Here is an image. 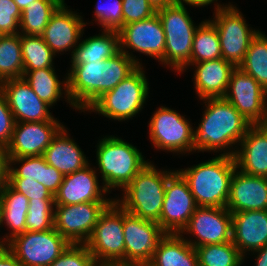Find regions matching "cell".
Returning a JSON list of instances; mask_svg holds the SVG:
<instances>
[{
	"label": "cell",
	"mask_w": 267,
	"mask_h": 266,
	"mask_svg": "<svg viewBox=\"0 0 267 266\" xmlns=\"http://www.w3.org/2000/svg\"><path fill=\"white\" fill-rule=\"evenodd\" d=\"M138 66L122 51L103 61L72 64L67 74V92L73 107L87 111L99 97L115 88Z\"/></svg>",
	"instance_id": "1"
},
{
	"label": "cell",
	"mask_w": 267,
	"mask_h": 266,
	"mask_svg": "<svg viewBox=\"0 0 267 266\" xmlns=\"http://www.w3.org/2000/svg\"><path fill=\"white\" fill-rule=\"evenodd\" d=\"M202 100L205 101L207 108L202 115L201 123L194 131L195 152L196 150L217 152L224 149L222 155L234 157L236 152L226 149L240 143L253 124L224 97Z\"/></svg>",
	"instance_id": "2"
},
{
	"label": "cell",
	"mask_w": 267,
	"mask_h": 266,
	"mask_svg": "<svg viewBox=\"0 0 267 266\" xmlns=\"http://www.w3.org/2000/svg\"><path fill=\"white\" fill-rule=\"evenodd\" d=\"M236 168L234 157L220 154L207 162L178 171L188 182L197 206L226 207Z\"/></svg>",
	"instance_id": "3"
},
{
	"label": "cell",
	"mask_w": 267,
	"mask_h": 266,
	"mask_svg": "<svg viewBox=\"0 0 267 266\" xmlns=\"http://www.w3.org/2000/svg\"><path fill=\"white\" fill-rule=\"evenodd\" d=\"M174 171H158L149 162L123 189L121 200L115 201L135 217L159 222L163 207L165 186Z\"/></svg>",
	"instance_id": "4"
},
{
	"label": "cell",
	"mask_w": 267,
	"mask_h": 266,
	"mask_svg": "<svg viewBox=\"0 0 267 266\" xmlns=\"http://www.w3.org/2000/svg\"><path fill=\"white\" fill-rule=\"evenodd\" d=\"M97 163L103 187L124 189L149 163L135 146L115 136H105L97 145Z\"/></svg>",
	"instance_id": "5"
},
{
	"label": "cell",
	"mask_w": 267,
	"mask_h": 266,
	"mask_svg": "<svg viewBox=\"0 0 267 266\" xmlns=\"http://www.w3.org/2000/svg\"><path fill=\"white\" fill-rule=\"evenodd\" d=\"M157 14L166 38L164 57L160 61L180 73L190 66L192 43L198 26L194 25L185 4L173 3Z\"/></svg>",
	"instance_id": "6"
},
{
	"label": "cell",
	"mask_w": 267,
	"mask_h": 266,
	"mask_svg": "<svg viewBox=\"0 0 267 266\" xmlns=\"http://www.w3.org/2000/svg\"><path fill=\"white\" fill-rule=\"evenodd\" d=\"M142 68L139 65L115 88L99 97L87 111L92 110L118 121L128 120L138 114L149 94V84Z\"/></svg>",
	"instance_id": "7"
},
{
	"label": "cell",
	"mask_w": 267,
	"mask_h": 266,
	"mask_svg": "<svg viewBox=\"0 0 267 266\" xmlns=\"http://www.w3.org/2000/svg\"><path fill=\"white\" fill-rule=\"evenodd\" d=\"M85 245L97 265L125 263L123 208L115 200L101 213Z\"/></svg>",
	"instance_id": "8"
},
{
	"label": "cell",
	"mask_w": 267,
	"mask_h": 266,
	"mask_svg": "<svg viewBox=\"0 0 267 266\" xmlns=\"http://www.w3.org/2000/svg\"><path fill=\"white\" fill-rule=\"evenodd\" d=\"M214 20H210L216 27L221 45L222 58L238 67L245 58L252 39L259 30L248 27L238 9L233 5H215Z\"/></svg>",
	"instance_id": "9"
},
{
	"label": "cell",
	"mask_w": 267,
	"mask_h": 266,
	"mask_svg": "<svg viewBox=\"0 0 267 266\" xmlns=\"http://www.w3.org/2000/svg\"><path fill=\"white\" fill-rule=\"evenodd\" d=\"M70 243L55 229L25 231L7 243V248L24 266H49Z\"/></svg>",
	"instance_id": "10"
},
{
	"label": "cell",
	"mask_w": 267,
	"mask_h": 266,
	"mask_svg": "<svg viewBox=\"0 0 267 266\" xmlns=\"http://www.w3.org/2000/svg\"><path fill=\"white\" fill-rule=\"evenodd\" d=\"M150 119L149 138L158 150L172 153L195 151L194 129L178 112L161 106Z\"/></svg>",
	"instance_id": "11"
},
{
	"label": "cell",
	"mask_w": 267,
	"mask_h": 266,
	"mask_svg": "<svg viewBox=\"0 0 267 266\" xmlns=\"http://www.w3.org/2000/svg\"><path fill=\"white\" fill-rule=\"evenodd\" d=\"M197 204L189 184L176 170L167 179L163 207L158 224L165 233L181 234L194 214Z\"/></svg>",
	"instance_id": "12"
},
{
	"label": "cell",
	"mask_w": 267,
	"mask_h": 266,
	"mask_svg": "<svg viewBox=\"0 0 267 266\" xmlns=\"http://www.w3.org/2000/svg\"><path fill=\"white\" fill-rule=\"evenodd\" d=\"M111 202L55 205L54 228L70 243L85 244L106 207Z\"/></svg>",
	"instance_id": "13"
},
{
	"label": "cell",
	"mask_w": 267,
	"mask_h": 266,
	"mask_svg": "<svg viewBox=\"0 0 267 266\" xmlns=\"http://www.w3.org/2000/svg\"><path fill=\"white\" fill-rule=\"evenodd\" d=\"M125 263L148 265L165 236L157 222L135 217L123 209Z\"/></svg>",
	"instance_id": "14"
},
{
	"label": "cell",
	"mask_w": 267,
	"mask_h": 266,
	"mask_svg": "<svg viewBox=\"0 0 267 266\" xmlns=\"http://www.w3.org/2000/svg\"><path fill=\"white\" fill-rule=\"evenodd\" d=\"M224 98L253 125L265 122L267 91L239 67L231 74Z\"/></svg>",
	"instance_id": "15"
},
{
	"label": "cell",
	"mask_w": 267,
	"mask_h": 266,
	"mask_svg": "<svg viewBox=\"0 0 267 266\" xmlns=\"http://www.w3.org/2000/svg\"><path fill=\"white\" fill-rule=\"evenodd\" d=\"M120 51L141 65L128 49L146 54L157 60L164 57L165 33L158 14H154L148 19L133 22L122 26L119 30ZM126 49V50H125Z\"/></svg>",
	"instance_id": "16"
},
{
	"label": "cell",
	"mask_w": 267,
	"mask_h": 266,
	"mask_svg": "<svg viewBox=\"0 0 267 266\" xmlns=\"http://www.w3.org/2000/svg\"><path fill=\"white\" fill-rule=\"evenodd\" d=\"M197 236V241L186 240L194 248L207 244L232 241V215L226 207H197L189 223L182 230Z\"/></svg>",
	"instance_id": "17"
},
{
	"label": "cell",
	"mask_w": 267,
	"mask_h": 266,
	"mask_svg": "<svg viewBox=\"0 0 267 266\" xmlns=\"http://www.w3.org/2000/svg\"><path fill=\"white\" fill-rule=\"evenodd\" d=\"M63 127L58 120L16 122L7 145L9 158L41 156Z\"/></svg>",
	"instance_id": "18"
},
{
	"label": "cell",
	"mask_w": 267,
	"mask_h": 266,
	"mask_svg": "<svg viewBox=\"0 0 267 266\" xmlns=\"http://www.w3.org/2000/svg\"><path fill=\"white\" fill-rule=\"evenodd\" d=\"M0 92L5 96L16 122L57 120L49 111L51 106L34 93L23 77L1 82Z\"/></svg>",
	"instance_id": "19"
},
{
	"label": "cell",
	"mask_w": 267,
	"mask_h": 266,
	"mask_svg": "<svg viewBox=\"0 0 267 266\" xmlns=\"http://www.w3.org/2000/svg\"><path fill=\"white\" fill-rule=\"evenodd\" d=\"M89 165L74 173L64 175L63 182L54 195L55 205L112 202L114 200L104 198L103 195L108 191L99 185L96 170H93Z\"/></svg>",
	"instance_id": "20"
},
{
	"label": "cell",
	"mask_w": 267,
	"mask_h": 266,
	"mask_svg": "<svg viewBox=\"0 0 267 266\" xmlns=\"http://www.w3.org/2000/svg\"><path fill=\"white\" fill-rule=\"evenodd\" d=\"M226 208L230 213L267 210V177L248 175L236 168Z\"/></svg>",
	"instance_id": "21"
},
{
	"label": "cell",
	"mask_w": 267,
	"mask_h": 266,
	"mask_svg": "<svg viewBox=\"0 0 267 266\" xmlns=\"http://www.w3.org/2000/svg\"><path fill=\"white\" fill-rule=\"evenodd\" d=\"M65 5L63 2L53 13L42 35L54 54L76 48L86 25L80 15Z\"/></svg>",
	"instance_id": "22"
},
{
	"label": "cell",
	"mask_w": 267,
	"mask_h": 266,
	"mask_svg": "<svg viewBox=\"0 0 267 266\" xmlns=\"http://www.w3.org/2000/svg\"><path fill=\"white\" fill-rule=\"evenodd\" d=\"M232 215V242L244 257L267 244V210L239 211Z\"/></svg>",
	"instance_id": "23"
},
{
	"label": "cell",
	"mask_w": 267,
	"mask_h": 266,
	"mask_svg": "<svg viewBox=\"0 0 267 266\" xmlns=\"http://www.w3.org/2000/svg\"><path fill=\"white\" fill-rule=\"evenodd\" d=\"M234 159L237 169L248 175L267 177V128L252 125L240 141Z\"/></svg>",
	"instance_id": "24"
},
{
	"label": "cell",
	"mask_w": 267,
	"mask_h": 266,
	"mask_svg": "<svg viewBox=\"0 0 267 266\" xmlns=\"http://www.w3.org/2000/svg\"><path fill=\"white\" fill-rule=\"evenodd\" d=\"M192 65L197 68L194 74V85L198 97L200 99L224 97L236 66L223 58L190 63V66Z\"/></svg>",
	"instance_id": "25"
},
{
	"label": "cell",
	"mask_w": 267,
	"mask_h": 266,
	"mask_svg": "<svg viewBox=\"0 0 267 266\" xmlns=\"http://www.w3.org/2000/svg\"><path fill=\"white\" fill-rule=\"evenodd\" d=\"M67 132L63 126L43 154L47 164L63 175L74 173L89 164L79 145L68 136Z\"/></svg>",
	"instance_id": "26"
},
{
	"label": "cell",
	"mask_w": 267,
	"mask_h": 266,
	"mask_svg": "<svg viewBox=\"0 0 267 266\" xmlns=\"http://www.w3.org/2000/svg\"><path fill=\"white\" fill-rule=\"evenodd\" d=\"M182 236L166 233L147 266H199L195 248Z\"/></svg>",
	"instance_id": "27"
},
{
	"label": "cell",
	"mask_w": 267,
	"mask_h": 266,
	"mask_svg": "<svg viewBox=\"0 0 267 266\" xmlns=\"http://www.w3.org/2000/svg\"><path fill=\"white\" fill-rule=\"evenodd\" d=\"M119 51V32L104 30L101 35H95L79 42L71 52V63L87 64L93 61H103L113 57Z\"/></svg>",
	"instance_id": "28"
},
{
	"label": "cell",
	"mask_w": 267,
	"mask_h": 266,
	"mask_svg": "<svg viewBox=\"0 0 267 266\" xmlns=\"http://www.w3.org/2000/svg\"><path fill=\"white\" fill-rule=\"evenodd\" d=\"M29 200L14 190L8 183L0 190V225L4 222L12 231L5 242L26 231L25 220Z\"/></svg>",
	"instance_id": "29"
},
{
	"label": "cell",
	"mask_w": 267,
	"mask_h": 266,
	"mask_svg": "<svg viewBox=\"0 0 267 266\" xmlns=\"http://www.w3.org/2000/svg\"><path fill=\"white\" fill-rule=\"evenodd\" d=\"M23 78L30 85L34 93L51 107L60 99L63 88L65 91L64 95H66L65 99L73 106L67 92V76L65 81H59L54 67L23 71Z\"/></svg>",
	"instance_id": "30"
},
{
	"label": "cell",
	"mask_w": 267,
	"mask_h": 266,
	"mask_svg": "<svg viewBox=\"0 0 267 266\" xmlns=\"http://www.w3.org/2000/svg\"><path fill=\"white\" fill-rule=\"evenodd\" d=\"M64 0H35L22 11L20 34L42 36L45 27Z\"/></svg>",
	"instance_id": "31"
},
{
	"label": "cell",
	"mask_w": 267,
	"mask_h": 266,
	"mask_svg": "<svg viewBox=\"0 0 267 266\" xmlns=\"http://www.w3.org/2000/svg\"><path fill=\"white\" fill-rule=\"evenodd\" d=\"M222 58L221 45L215 25L205 20L197 27L191 53V63Z\"/></svg>",
	"instance_id": "32"
},
{
	"label": "cell",
	"mask_w": 267,
	"mask_h": 266,
	"mask_svg": "<svg viewBox=\"0 0 267 266\" xmlns=\"http://www.w3.org/2000/svg\"><path fill=\"white\" fill-rule=\"evenodd\" d=\"M238 67L267 91V36L261 31L252 39L244 61Z\"/></svg>",
	"instance_id": "33"
},
{
	"label": "cell",
	"mask_w": 267,
	"mask_h": 266,
	"mask_svg": "<svg viewBox=\"0 0 267 266\" xmlns=\"http://www.w3.org/2000/svg\"><path fill=\"white\" fill-rule=\"evenodd\" d=\"M23 71L20 34L3 35L0 38V83L23 77Z\"/></svg>",
	"instance_id": "34"
},
{
	"label": "cell",
	"mask_w": 267,
	"mask_h": 266,
	"mask_svg": "<svg viewBox=\"0 0 267 266\" xmlns=\"http://www.w3.org/2000/svg\"><path fill=\"white\" fill-rule=\"evenodd\" d=\"M24 71L53 67L55 54L42 36L20 34Z\"/></svg>",
	"instance_id": "35"
},
{
	"label": "cell",
	"mask_w": 267,
	"mask_h": 266,
	"mask_svg": "<svg viewBox=\"0 0 267 266\" xmlns=\"http://www.w3.org/2000/svg\"><path fill=\"white\" fill-rule=\"evenodd\" d=\"M199 266H241L244 257L232 241L195 247Z\"/></svg>",
	"instance_id": "36"
},
{
	"label": "cell",
	"mask_w": 267,
	"mask_h": 266,
	"mask_svg": "<svg viewBox=\"0 0 267 266\" xmlns=\"http://www.w3.org/2000/svg\"><path fill=\"white\" fill-rule=\"evenodd\" d=\"M55 201H29L25 220L26 231H46L54 228Z\"/></svg>",
	"instance_id": "37"
},
{
	"label": "cell",
	"mask_w": 267,
	"mask_h": 266,
	"mask_svg": "<svg viewBox=\"0 0 267 266\" xmlns=\"http://www.w3.org/2000/svg\"><path fill=\"white\" fill-rule=\"evenodd\" d=\"M22 163L21 167L13 168L12 164ZM43 168H45V157H19L9 158V175L8 178H25L37 181L42 184Z\"/></svg>",
	"instance_id": "38"
},
{
	"label": "cell",
	"mask_w": 267,
	"mask_h": 266,
	"mask_svg": "<svg viewBox=\"0 0 267 266\" xmlns=\"http://www.w3.org/2000/svg\"><path fill=\"white\" fill-rule=\"evenodd\" d=\"M122 10V0H113L109 4L106 2V5L98 1L94 16L96 21L103 27V30L118 31L123 26Z\"/></svg>",
	"instance_id": "39"
},
{
	"label": "cell",
	"mask_w": 267,
	"mask_h": 266,
	"mask_svg": "<svg viewBox=\"0 0 267 266\" xmlns=\"http://www.w3.org/2000/svg\"><path fill=\"white\" fill-rule=\"evenodd\" d=\"M49 266H97L85 244H69Z\"/></svg>",
	"instance_id": "40"
},
{
	"label": "cell",
	"mask_w": 267,
	"mask_h": 266,
	"mask_svg": "<svg viewBox=\"0 0 267 266\" xmlns=\"http://www.w3.org/2000/svg\"><path fill=\"white\" fill-rule=\"evenodd\" d=\"M8 184L29 201H54V196L41 183L25 178H8Z\"/></svg>",
	"instance_id": "41"
},
{
	"label": "cell",
	"mask_w": 267,
	"mask_h": 266,
	"mask_svg": "<svg viewBox=\"0 0 267 266\" xmlns=\"http://www.w3.org/2000/svg\"><path fill=\"white\" fill-rule=\"evenodd\" d=\"M21 16L22 11L14 0H0V32L3 35L20 34Z\"/></svg>",
	"instance_id": "42"
},
{
	"label": "cell",
	"mask_w": 267,
	"mask_h": 266,
	"mask_svg": "<svg viewBox=\"0 0 267 266\" xmlns=\"http://www.w3.org/2000/svg\"><path fill=\"white\" fill-rule=\"evenodd\" d=\"M123 26L152 17L157 12L147 0H122Z\"/></svg>",
	"instance_id": "43"
},
{
	"label": "cell",
	"mask_w": 267,
	"mask_h": 266,
	"mask_svg": "<svg viewBox=\"0 0 267 266\" xmlns=\"http://www.w3.org/2000/svg\"><path fill=\"white\" fill-rule=\"evenodd\" d=\"M15 118L5 96L0 92V144L7 146L15 127Z\"/></svg>",
	"instance_id": "44"
},
{
	"label": "cell",
	"mask_w": 267,
	"mask_h": 266,
	"mask_svg": "<svg viewBox=\"0 0 267 266\" xmlns=\"http://www.w3.org/2000/svg\"><path fill=\"white\" fill-rule=\"evenodd\" d=\"M64 175L54 167L47 164L45 160V168H43L42 185L54 196L63 182Z\"/></svg>",
	"instance_id": "45"
},
{
	"label": "cell",
	"mask_w": 267,
	"mask_h": 266,
	"mask_svg": "<svg viewBox=\"0 0 267 266\" xmlns=\"http://www.w3.org/2000/svg\"><path fill=\"white\" fill-rule=\"evenodd\" d=\"M9 155L7 146L0 144V190L8 183Z\"/></svg>",
	"instance_id": "46"
},
{
	"label": "cell",
	"mask_w": 267,
	"mask_h": 266,
	"mask_svg": "<svg viewBox=\"0 0 267 266\" xmlns=\"http://www.w3.org/2000/svg\"><path fill=\"white\" fill-rule=\"evenodd\" d=\"M0 266H24L6 247L0 251Z\"/></svg>",
	"instance_id": "47"
},
{
	"label": "cell",
	"mask_w": 267,
	"mask_h": 266,
	"mask_svg": "<svg viewBox=\"0 0 267 266\" xmlns=\"http://www.w3.org/2000/svg\"><path fill=\"white\" fill-rule=\"evenodd\" d=\"M175 4L184 5V3H187L186 5H191L195 7H201V6H208L211 3H214V1L217 0H173Z\"/></svg>",
	"instance_id": "48"
},
{
	"label": "cell",
	"mask_w": 267,
	"mask_h": 266,
	"mask_svg": "<svg viewBox=\"0 0 267 266\" xmlns=\"http://www.w3.org/2000/svg\"><path fill=\"white\" fill-rule=\"evenodd\" d=\"M254 252H257V258H256V266H267V244L260 248L257 249Z\"/></svg>",
	"instance_id": "49"
},
{
	"label": "cell",
	"mask_w": 267,
	"mask_h": 266,
	"mask_svg": "<svg viewBox=\"0 0 267 266\" xmlns=\"http://www.w3.org/2000/svg\"><path fill=\"white\" fill-rule=\"evenodd\" d=\"M147 1L156 12L174 3L173 0H147Z\"/></svg>",
	"instance_id": "50"
},
{
	"label": "cell",
	"mask_w": 267,
	"mask_h": 266,
	"mask_svg": "<svg viewBox=\"0 0 267 266\" xmlns=\"http://www.w3.org/2000/svg\"><path fill=\"white\" fill-rule=\"evenodd\" d=\"M35 0H14V2L18 5L21 11H23L29 4L33 3Z\"/></svg>",
	"instance_id": "51"
},
{
	"label": "cell",
	"mask_w": 267,
	"mask_h": 266,
	"mask_svg": "<svg viewBox=\"0 0 267 266\" xmlns=\"http://www.w3.org/2000/svg\"><path fill=\"white\" fill-rule=\"evenodd\" d=\"M97 266H147L142 264H131V263H104Z\"/></svg>",
	"instance_id": "52"
},
{
	"label": "cell",
	"mask_w": 267,
	"mask_h": 266,
	"mask_svg": "<svg viewBox=\"0 0 267 266\" xmlns=\"http://www.w3.org/2000/svg\"><path fill=\"white\" fill-rule=\"evenodd\" d=\"M5 239L6 238H4L3 241H2V239L0 240V251L7 247V246H5V245H7V243L5 242Z\"/></svg>",
	"instance_id": "53"
},
{
	"label": "cell",
	"mask_w": 267,
	"mask_h": 266,
	"mask_svg": "<svg viewBox=\"0 0 267 266\" xmlns=\"http://www.w3.org/2000/svg\"><path fill=\"white\" fill-rule=\"evenodd\" d=\"M263 125L267 128V108H266V119H265V122L263 123Z\"/></svg>",
	"instance_id": "54"
}]
</instances>
